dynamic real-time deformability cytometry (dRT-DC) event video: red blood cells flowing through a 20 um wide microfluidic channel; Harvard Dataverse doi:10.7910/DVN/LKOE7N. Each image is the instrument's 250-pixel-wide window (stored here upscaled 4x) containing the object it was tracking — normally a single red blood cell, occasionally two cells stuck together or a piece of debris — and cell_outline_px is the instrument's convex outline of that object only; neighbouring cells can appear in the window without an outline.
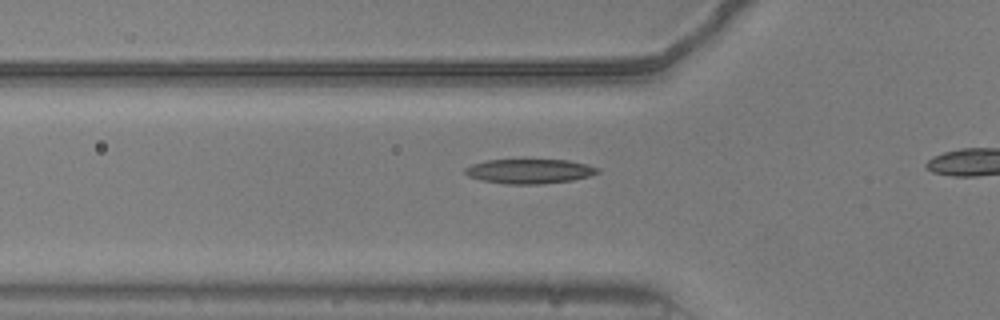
{"species": "common noctule bat (a hibernating species)", "species_latin": "Nyctalus noctula", "temperature_condition": "warm", "stored_images_in_passage": 15, "camera_frame_rate_fps": 3000, "um_per_image_px": 0.085, "animal": {"sex": "male", "body_mass_g": 20.5, "forearm_length_mm": 52.5}, "frame": {"image": 1, "passage_image": 13, "time_ms": 4.0, "image_size_px": [1000, 320], "cell_outline_px": [[600, 172], [588, 176], [572, 180], [544, 184], [508, 184], [480, 180], [468, 176], [464, 172], [464, 168], [472, 164], [488, 160], [568, 160], [588, 164], [600, 168]], "centroid_in_image_um": [45.02, 14.56], "position_along_channel_um": 80.8, "area_um2": 19.02}}